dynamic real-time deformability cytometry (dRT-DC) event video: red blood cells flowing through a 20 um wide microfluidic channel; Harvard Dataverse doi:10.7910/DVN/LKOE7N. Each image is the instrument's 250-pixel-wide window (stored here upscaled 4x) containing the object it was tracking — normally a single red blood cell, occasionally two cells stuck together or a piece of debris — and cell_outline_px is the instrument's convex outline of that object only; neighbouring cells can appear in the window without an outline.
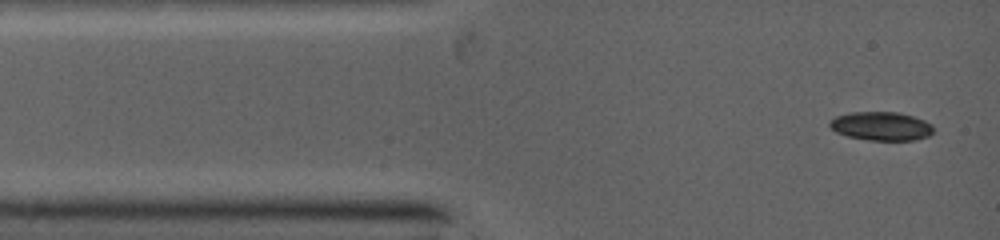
{"species": "common noctule bat (a hibernating species)", "species_latin": "Nyctalus noctula", "temperature_condition": "warm", "stored_images_in_passage": 4, "segment_of_instrument_passage": [1, 2], "camera_frame_rate_fps": 5000, "um_per_image_px": 0.085, "animal": {"sex": "female", "body_mass_g": 19.0, "forearm_length_mm": 53.3}, "frame": {"image": 1, "passage_image": 1, "time_ms": 0.0, "image_size_px": [1000, 240], "cell_outline_px": [[932, 132], [928, 136], [912, 140], [872, 140], [848, 136], [836, 132], [828, 124], [836, 116], [852, 112], [900, 112], [924, 120], [932, 124]], "centroid_in_image_um": [74.91, 10.71], "position_along_channel_um": 10.1, "area_um2": 17.11}}